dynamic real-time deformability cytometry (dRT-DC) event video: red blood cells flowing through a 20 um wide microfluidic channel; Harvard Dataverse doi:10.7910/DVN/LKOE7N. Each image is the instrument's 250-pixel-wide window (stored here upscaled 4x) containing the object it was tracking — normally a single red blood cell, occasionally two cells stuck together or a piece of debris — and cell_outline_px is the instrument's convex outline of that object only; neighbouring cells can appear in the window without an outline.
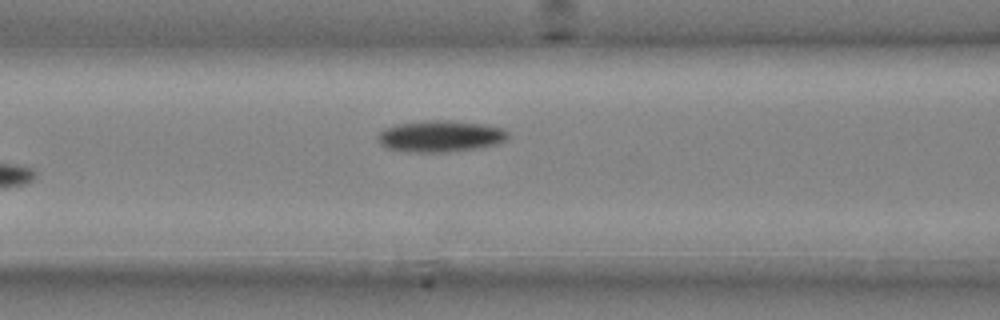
{"species": "common noctule bat (a hibernating species)", "species_latin": "Nyctalus noctula", "temperature_condition": "cold", "stored_images_in_passage": 6, "camera_frame_rate_fps": 3000, "um_per_image_px": 0.085, "animal": {"sex": "male", "body_mass_g": 20.4}, "frame": {"image": 1, "passage_image": 6, "time_ms": 1.667, "image_size_px": [1000, 320], "cell_outline_px": [[508, 136], [504, 140], [496, 144], [476, 148], [448, 152], [404, 152], [388, 148], [380, 144], [376, 140], [376, 136], [384, 128], [396, 124], [432, 120], [448, 120], [484, 124], [504, 128], [508, 132]], "centroid_in_image_um": [37.39, 11.58], "position_along_channel_um": 129.2, "area_um2": 23.99}}